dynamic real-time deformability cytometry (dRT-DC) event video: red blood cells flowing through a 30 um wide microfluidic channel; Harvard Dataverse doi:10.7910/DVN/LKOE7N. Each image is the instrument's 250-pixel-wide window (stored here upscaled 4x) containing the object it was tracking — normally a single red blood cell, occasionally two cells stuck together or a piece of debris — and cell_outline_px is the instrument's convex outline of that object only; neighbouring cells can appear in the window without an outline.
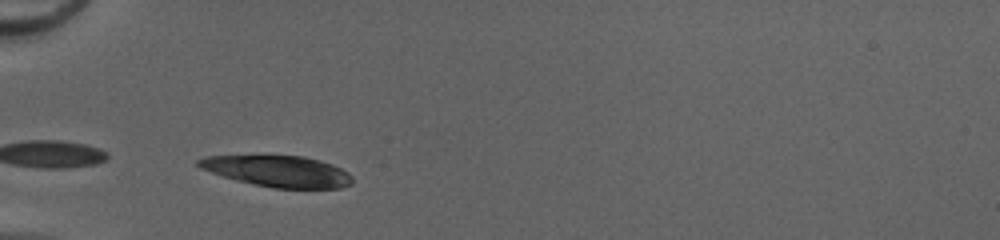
{"species": "common noctule bat (a hibernating species)", "species_latin": "Nyctalus noctula", "temperature_condition": "cold", "stored_images_in_passage": 7, "camera_frame_rate_fps": 3000, "um_per_image_px": 0.085, "animal": {"sex": "female", "body_mass_g": 20.0, "forearm_length_mm": 54.0}, "frame": {"image": 1, "passage_image": 1, "time_ms": 0.0, "image_size_px": [1000, 240], "cell_outline_px": [[352, 184], [340, 188], [272, 188], [252, 184], [236, 180], [200, 168], [196, 164], [196, 160], [208, 156], [304, 156], [320, 160], [332, 164], [348, 172], [352, 176]], "centroid_in_image_um": [23.65, 14.56], "position_along_channel_um": 61.3, "area_um2": 27.8}}
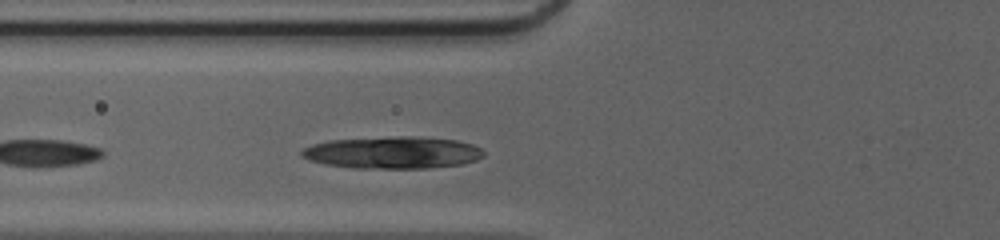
{"frame": {"image": 2, "passage_image": 4, "time_ms": 1.0, "image_size_px": [1000, 240], "cell_outline_px": [[484, 156], [476, 160], [464, 164], [432, 168], [352, 168], [324, 164], [308, 160], [300, 156], [300, 152], [304, 148], [312, 144], [328, 140], [392, 136], [420, 136], [456, 140], [472, 144], [480, 148], [484, 152]], "centroid_in_image_um": [33.37, 12.96], "position_along_channel_um": 92.4, "area_um2": 34.51}}